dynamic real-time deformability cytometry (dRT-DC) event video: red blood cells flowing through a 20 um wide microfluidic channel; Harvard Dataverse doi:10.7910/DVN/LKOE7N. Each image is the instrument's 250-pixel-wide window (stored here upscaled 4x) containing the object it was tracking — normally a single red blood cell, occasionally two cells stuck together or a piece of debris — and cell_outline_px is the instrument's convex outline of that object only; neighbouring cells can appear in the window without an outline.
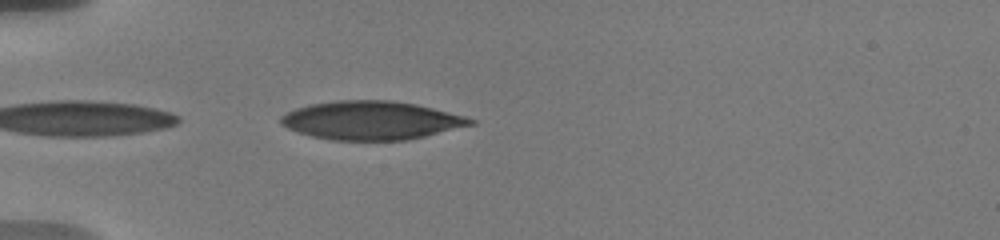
{"species": "human", "species_latin": "Homo sapiens", "temperature_condition": "warm", "stored_images_in_passage": 5, "camera_frame_rate_fps": 3000, "um_per_image_px": 0.085, "donor": {"sex": "male"}, "frame": {"image": 1, "passage_image": 2, "time_ms": 0.333, "image_size_px": [1000, 240], "cell_outline_px": [[476, 124], [408, 140], [332, 140], [312, 136], [288, 128], [280, 124], [280, 116], [296, 108], [308, 104], [336, 100], [388, 100], [416, 104], [464, 116], [476, 120]], "centroid_in_image_um": [31.55, 10.23], "position_along_channel_um": 53.4, "area_um2": 42.48}}